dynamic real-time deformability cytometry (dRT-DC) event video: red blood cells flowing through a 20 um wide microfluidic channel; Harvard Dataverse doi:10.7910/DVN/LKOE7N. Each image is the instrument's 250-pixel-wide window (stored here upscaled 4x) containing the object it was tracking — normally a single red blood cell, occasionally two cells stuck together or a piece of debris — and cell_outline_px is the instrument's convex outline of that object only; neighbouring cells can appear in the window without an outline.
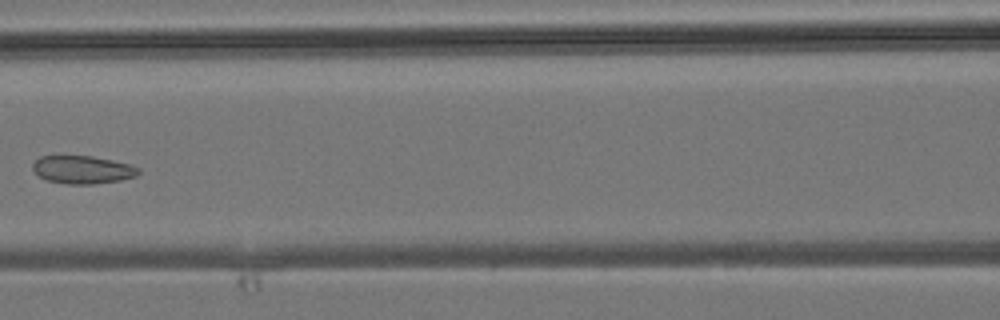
{"species": "common noctule bat (a hibernating species)", "species_latin": "Nyctalus noctula", "temperature_condition": "room temperature", "stored_images_in_passage": 6, "camera_frame_rate_fps": 3000, "um_per_image_px": 0.085, "animal": {"sex": "male", "body_mass_g": 19.2, "forearm_length_mm": 51.8}, "frame": {"image": 1, "passage_image": 6, "time_ms": 6.667, "image_size_px": [1000, 320], "cell_outline_px": [[140, 172], [136, 176], [120, 180], [92, 184], [68, 184], [48, 180], [40, 176], [32, 168], [32, 164], [40, 156], [92, 156], [112, 160], [128, 164], [140, 168]], "centroid_in_image_um": [7.03, 14.42], "position_along_channel_um": 159.6, "area_um2": 17.05}}